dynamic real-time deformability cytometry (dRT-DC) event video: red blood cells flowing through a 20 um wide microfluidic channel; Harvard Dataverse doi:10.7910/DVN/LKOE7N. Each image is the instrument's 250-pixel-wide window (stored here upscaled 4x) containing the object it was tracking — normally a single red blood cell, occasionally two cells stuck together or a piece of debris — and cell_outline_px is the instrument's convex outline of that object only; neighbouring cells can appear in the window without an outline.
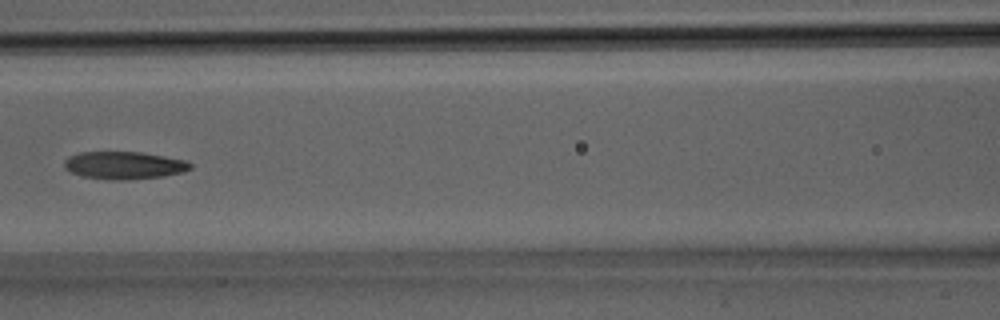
{"species": "Egyptian fruit bat (a non-hibernating species)", "species_latin": "Rousettus aegyptiacus", "temperature_condition": "room temperature", "stored_images_in_passage": 13, "camera_frame_rate_fps": 3000, "um_per_image_px": 0.085, "animal": {"sex": "male"}, "frame": {"image": 1, "passage_image": 10, "time_ms": 3.0, "image_size_px": [1000, 320], "cell_outline_px": [[192, 168], [184, 172], [164, 176], [128, 180], [108, 180], [84, 176], [72, 172], [64, 168], [64, 160], [68, 156], [80, 152], [140, 152], [164, 156], [184, 160], [192, 164]], "centroid_in_image_um": [10.55, 14.05], "position_along_channel_um": 156.1, "area_um2": 20.35}}